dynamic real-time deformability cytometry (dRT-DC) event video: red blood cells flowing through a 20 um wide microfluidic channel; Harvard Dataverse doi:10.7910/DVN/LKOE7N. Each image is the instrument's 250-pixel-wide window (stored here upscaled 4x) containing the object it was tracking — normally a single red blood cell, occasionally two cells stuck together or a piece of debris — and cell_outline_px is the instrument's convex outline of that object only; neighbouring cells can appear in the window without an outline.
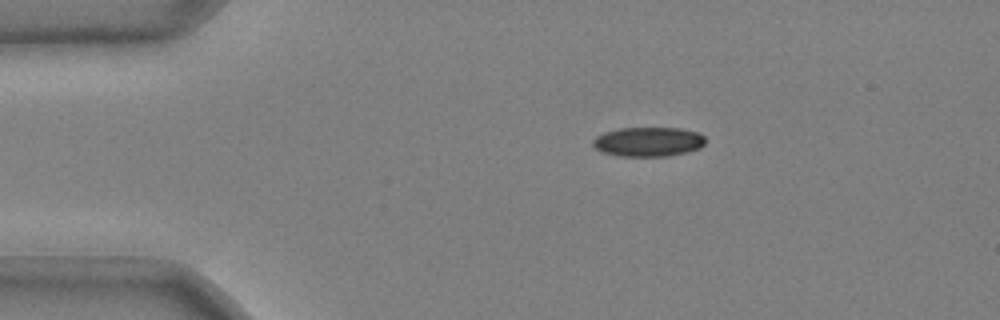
{"species": "common noctule bat (a hibernating species)", "species_latin": "Nyctalus noctula", "temperature_condition": "cold", "stored_images_in_passage": 40, "camera_frame_rate_fps": 3000, "um_per_image_px": 0.085, "animal": {"sex": "male", "body_mass_g": 20.4}, "frame": {"image": 1, "passage_image": 1, "time_ms": 0.0, "image_size_px": [1000, 320], "cell_outline_px": [[704, 144], [700, 148], [668, 156], [620, 156], [600, 152], [592, 144], [592, 140], [596, 136], [604, 132], [620, 128], [680, 128], [696, 132], [704, 136]], "centroid_in_image_um": [55.06, 12.05], "position_along_channel_um": 29.9, "area_um2": 19.25}}
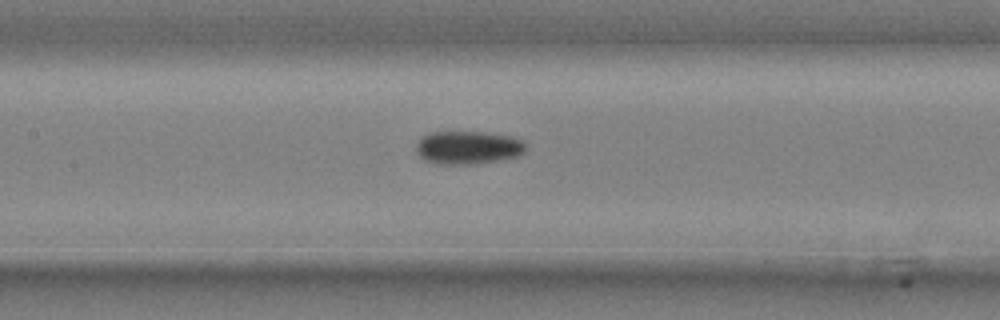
{"frame": {"image": 2, "passage_image": 16, "time_ms": 5.0, "image_size_px": [1000, 320], "cell_outline_px": [[524, 152], [520, 156], [500, 160], [476, 164], [436, 164], [424, 160], [416, 152], [416, 144], [428, 132], [484, 132], [512, 136], [524, 140]], "centroid_in_image_um": [39.79, 12.55], "position_along_channel_um": 167.6, "area_um2": 21.39}}
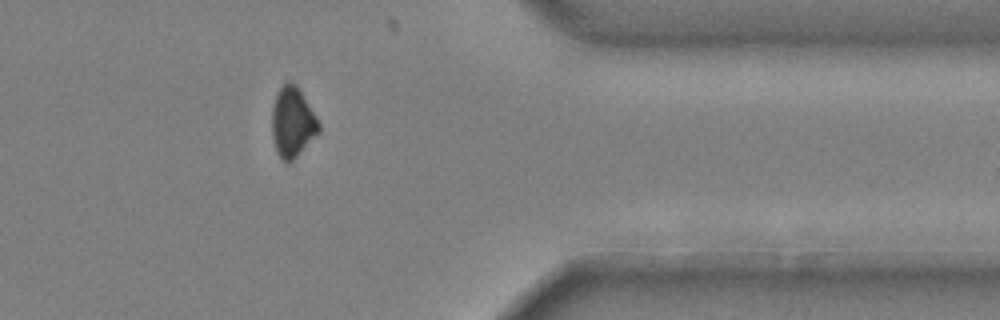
{"frame": {"image": 3, "passage_image": 35, "time_ms": 11.333, "image_size_px": [1000, 320], "cell_outline_px": [[320, 132], [288, 164], [284, 164], [280, 160], [276, 152], [272, 136], [272, 108], [276, 96], [280, 88], [284, 84], [296, 84], [316, 116], [320, 124]], "centroid_in_image_um": [24.85, 10.46], "position_along_channel_um": 386.5, "area_um2": 19.02}, "authors_computed_cell_mechanics": {"area_um2": 21.0392, "velocity_mm_per_s": 3.7149, "shape_relaxation_time_tau1_ms": 6.6361, "shape_relaxation_time_tau2_ms": null, "deformation_change_tau1": 0.1129, "deformation_change_tau2": null}}